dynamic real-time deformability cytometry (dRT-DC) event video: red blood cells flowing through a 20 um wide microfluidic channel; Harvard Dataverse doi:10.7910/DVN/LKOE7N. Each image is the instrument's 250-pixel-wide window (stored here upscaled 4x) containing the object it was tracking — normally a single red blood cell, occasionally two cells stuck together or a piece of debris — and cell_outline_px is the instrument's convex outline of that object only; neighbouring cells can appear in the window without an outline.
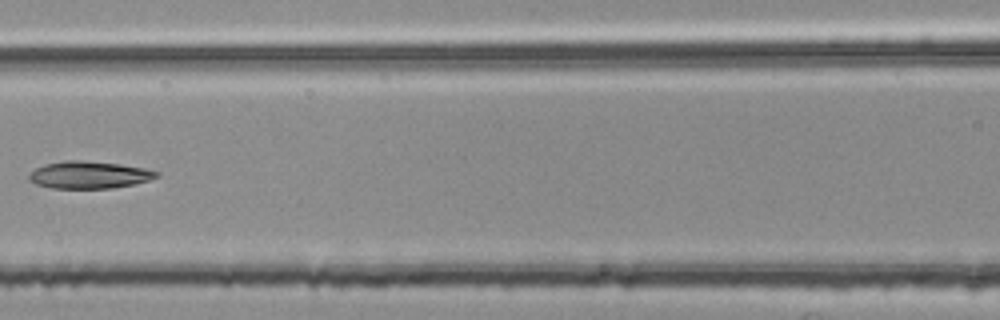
{"species": "common noctule bat (a hibernating species)", "species_latin": "Nyctalus noctula", "temperature_condition": "room temperature", "stored_images_in_passage": 4, "camera_frame_rate_fps": 3000, "um_per_image_px": 0.085, "animal": {"sex": "female", "body_mass_g": 25.1}, "frame": {"image": 1, "passage_image": 3, "time_ms": 0.667, "image_size_px": [1000, 320], "cell_outline_px": [[160, 176], [148, 180], [132, 184], [112, 188], [52, 188], [36, 184], [28, 180], [28, 176], [36, 168], [44, 164], [64, 160], [80, 160], [120, 164], [144, 168], [160, 172]], "centroid_in_image_um": [7.56, 14.86], "position_along_channel_um": 159.0, "area_um2": 20.17}}
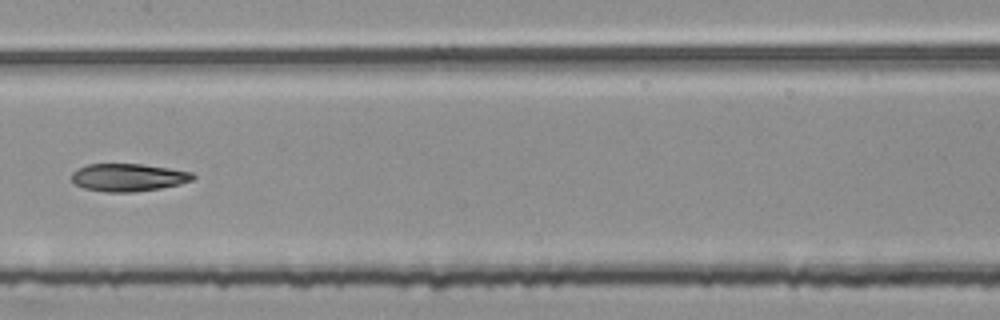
{"frame": {"image": 2, "passage_image": 4, "time_ms": 1.0, "image_size_px": [1000, 320], "cell_outline_px": [[196, 176], [192, 180], [180, 184], [160, 188], [136, 192], [108, 192], [84, 188], [76, 184], [72, 180], [72, 172], [76, 168], [88, 164], [140, 164], [168, 168], [192, 172]], "centroid_in_image_um": [10.89, 15.08], "position_along_channel_um": 196.5, "area_um2": 19.54}}